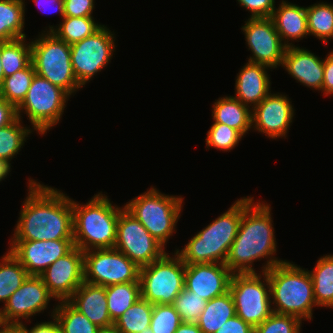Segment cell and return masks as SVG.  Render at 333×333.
Here are the masks:
<instances>
[{
  "label": "cell",
  "instance_id": "1",
  "mask_svg": "<svg viewBox=\"0 0 333 333\" xmlns=\"http://www.w3.org/2000/svg\"><path fill=\"white\" fill-rule=\"evenodd\" d=\"M28 193L10 241L73 239L72 198L29 178Z\"/></svg>",
  "mask_w": 333,
  "mask_h": 333
},
{
  "label": "cell",
  "instance_id": "2",
  "mask_svg": "<svg viewBox=\"0 0 333 333\" xmlns=\"http://www.w3.org/2000/svg\"><path fill=\"white\" fill-rule=\"evenodd\" d=\"M253 198L243 197L242 220L225 262L232 273L257 272L253 267L256 260L267 259L259 272H266L286 261L274 256L277 243L270 204L255 203Z\"/></svg>",
  "mask_w": 333,
  "mask_h": 333
},
{
  "label": "cell",
  "instance_id": "3",
  "mask_svg": "<svg viewBox=\"0 0 333 333\" xmlns=\"http://www.w3.org/2000/svg\"><path fill=\"white\" fill-rule=\"evenodd\" d=\"M79 204L72 199L75 247L83 252L114 248L119 212L124 207L113 205L102 192L94 194L86 204Z\"/></svg>",
  "mask_w": 333,
  "mask_h": 333
},
{
  "label": "cell",
  "instance_id": "4",
  "mask_svg": "<svg viewBox=\"0 0 333 333\" xmlns=\"http://www.w3.org/2000/svg\"><path fill=\"white\" fill-rule=\"evenodd\" d=\"M243 214V197L201 231L191 237L181 250L175 252L185 264H225L231 244L234 242Z\"/></svg>",
  "mask_w": 333,
  "mask_h": 333
},
{
  "label": "cell",
  "instance_id": "5",
  "mask_svg": "<svg viewBox=\"0 0 333 333\" xmlns=\"http://www.w3.org/2000/svg\"><path fill=\"white\" fill-rule=\"evenodd\" d=\"M270 285L272 310L293 315L301 321L312 320L313 307H318L313 295L309 270L285 261L266 271Z\"/></svg>",
  "mask_w": 333,
  "mask_h": 333
},
{
  "label": "cell",
  "instance_id": "6",
  "mask_svg": "<svg viewBox=\"0 0 333 333\" xmlns=\"http://www.w3.org/2000/svg\"><path fill=\"white\" fill-rule=\"evenodd\" d=\"M183 199L181 196L161 193L153 186L128 201L124 208L165 247L176 232V224L183 210Z\"/></svg>",
  "mask_w": 333,
  "mask_h": 333
},
{
  "label": "cell",
  "instance_id": "7",
  "mask_svg": "<svg viewBox=\"0 0 333 333\" xmlns=\"http://www.w3.org/2000/svg\"><path fill=\"white\" fill-rule=\"evenodd\" d=\"M31 41V62L35 73L63 89L69 96L82 88L73 72L70 45L52 32L42 30Z\"/></svg>",
  "mask_w": 333,
  "mask_h": 333
},
{
  "label": "cell",
  "instance_id": "8",
  "mask_svg": "<svg viewBox=\"0 0 333 333\" xmlns=\"http://www.w3.org/2000/svg\"><path fill=\"white\" fill-rule=\"evenodd\" d=\"M69 98L63 89L35 74L25 99L17 107V117L22 119V113L26 114L33 131L44 135L61 121Z\"/></svg>",
  "mask_w": 333,
  "mask_h": 333
},
{
  "label": "cell",
  "instance_id": "9",
  "mask_svg": "<svg viewBox=\"0 0 333 333\" xmlns=\"http://www.w3.org/2000/svg\"><path fill=\"white\" fill-rule=\"evenodd\" d=\"M141 297L151 304H173L184 289L185 263L174 251L140 267Z\"/></svg>",
  "mask_w": 333,
  "mask_h": 333
},
{
  "label": "cell",
  "instance_id": "10",
  "mask_svg": "<svg viewBox=\"0 0 333 333\" xmlns=\"http://www.w3.org/2000/svg\"><path fill=\"white\" fill-rule=\"evenodd\" d=\"M229 291L236 315L254 328L273 313L266 272L233 273Z\"/></svg>",
  "mask_w": 333,
  "mask_h": 333
},
{
  "label": "cell",
  "instance_id": "11",
  "mask_svg": "<svg viewBox=\"0 0 333 333\" xmlns=\"http://www.w3.org/2000/svg\"><path fill=\"white\" fill-rule=\"evenodd\" d=\"M114 34L103 25L91 36L70 45L73 72L81 87L111 62L116 51Z\"/></svg>",
  "mask_w": 333,
  "mask_h": 333
},
{
  "label": "cell",
  "instance_id": "12",
  "mask_svg": "<svg viewBox=\"0 0 333 333\" xmlns=\"http://www.w3.org/2000/svg\"><path fill=\"white\" fill-rule=\"evenodd\" d=\"M83 267L84 281L94 285L140 281V267L115 248L85 251Z\"/></svg>",
  "mask_w": 333,
  "mask_h": 333
},
{
  "label": "cell",
  "instance_id": "13",
  "mask_svg": "<svg viewBox=\"0 0 333 333\" xmlns=\"http://www.w3.org/2000/svg\"><path fill=\"white\" fill-rule=\"evenodd\" d=\"M114 248L139 267L151 264L166 253V247L125 208L119 212Z\"/></svg>",
  "mask_w": 333,
  "mask_h": 333
},
{
  "label": "cell",
  "instance_id": "14",
  "mask_svg": "<svg viewBox=\"0 0 333 333\" xmlns=\"http://www.w3.org/2000/svg\"><path fill=\"white\" fill-rule=\"evenodd\" d=\"M51 298L40 276L29 275L24 283L9 297L0 308L2 325H22V319L30 320L32 316L47 309Z\"/></svg>",
  "mask_w": 333,
  "mask_h": 333
},
{
  "label": "cell",
  "instance_id": "15",
  "mask_svg": "<svg viewBox=\"0 0 333 333\" xmlns=\"http://www.w3.org/2000/svg\"><path fill=\"white\" fill-rule=\"evenodd\" d=\"M241 30L244 32L248 49L252 52L249 62L263 64L270 69L281 66L287 46L270 17L248 18Z\"/></svg>",
  "mask_w": 333,
  "mask_h": 333
},
{
  "label": "cell",
  "instance_id": "16",
  "mask_svg": "<svg viewBox=\"0 0 333 333\" xmlns=\"http://www.w3.org/2000/svg\"><path fill=\"white\" fill-rule=\"evenodd\" d=\"M84 252L74 247L39 276L55 301H68L84 282ZM57 299V300H56Z\"/></svg>",
  "mask_w": 333,
  "mask_h": 333
},
{
  "label": "cell",
  "instance_id": "17",
  "mask_svg": "<svg viewBox=\"0 0 333 333\" xmlns=\"http://www.w3.org/2000/svg\"><path fill=\"white\" fill-rule=\"evenodd\" d=\"M8 250L21 263L29 275L39 276L57 259L74 247L73 239L10 241Z\"/></svg>",
  "mask_w": 333,
  "mask_h": 333
},
{
  "label": "cell",
  "instance_id": "18",
  "mask_svg": "<svg viewBox=\"0 0 333 333\" xmlns=\"http://www.w3.org/2000/svg\"><path fill=\"white\" fill-rule=\"evenodd\" d=\"M288 95L269 93L252 109V129L272 139L286 138L293 122L294 108Z\"/></svg>",
  "mask_w": 333,
  "mask_h": 333
},
{
  "label": "cell",
  "instance_id": "19",
  "mask_svg": "<svg viewBox=\"0 0 333 333\" xmlns=\"http://www.w3.org/2000/svg\"><path fill=\"white\" fill-rule=\"evenodd\" d=\"M232 274L222 263L185 264L184 287L209 301L229 291Z\"/></svg>",
  "mask_w": 333,
  "mask_h": 333
},
{
  "label": "cell",
  "instance_id": "20",
  "mask_svg": "<svg viewBox=\"0 0 333 333\" xmlns=\"http://www.w3.org/2000/svg\"><path fill=\"white\" fill-rule=\"evenodd\" d=\"M296 81L322 92L324 59L300 46L287 47L281 64Z\"/></svg>",
  "mask_w": 333,
  "mask_h": 333
},
{
  "label": "cell",
  "instance_id": "21",
  "mask_svg": "<svg viewBox=\"0 0 333 333\" xmlns=\"http://www.w3.org/2000/svg\"><path fill=\"white\" fill-rule=\"evenodd\" d=\"M242 67L235 79L233 97L253 109L271 92L270 75L267 73L270 67L249 61Z\"/></svg>",
  "mask_w": 333,
  "mask_h": 333
},
{
  "label": "cell",
  "instance_id": "22",
  "mask_svg": "<svg viewBox=\"0 0 333 333\" xmlns=\"http://www.w3.org/2000/svg\"><path fill=\"white\" fill-rule=\"evenodd\" d=\"M68 301L99 328L113 327L114 322L108 312L105 286L84 281Z\"/></svg>",
  "mask_w": 333,
  "mask_h": 333
},
{
  "label": "cell",
  "instance_id": "23",
  "mask_svg": "<svg viewBox=\"0 0 333 333\" xmlns=\"http://www.w3.org/2000/svg\"><path fill=\"white\" fill-rule=\"evenodd\" d=\"M279 7L272 12L271 19L283 43L294 46L292 41L302 40L309 36L306 7L281 0ZM291 40V43H290Z\"/></svg>",
  "mask_w": 333,
  "mask_h": 333
},
{
  "label": "cell",
  "instance_id": "24",
  "mask_svg": "<svg viewBox=\"0 0 333 333\" xmlns=\"http://www.w3.org/2000/svg\"><path fill=\"white\" fill-rule=\"evenodd\" d=\"M212 108L214 122L236 129L243 137L252 128V109L233 96L220 97Z\"/></svg>",
  "mask_w": 333,
  "mask_h": 333
},
{
  "label": "cell",
  "instance_id": "25",
  "mask_svg": "<svg viewBox=\"0 0 333 333\" xmlns=\"http://www.w3.org/2000/svg\"><path fill=\"white\" fill-rule=\"evenodd\" d=\"M236 315V309L230 291L207 301L198 321L203 333H215L228 319Z\"/></svg>",
  "mask_w": 333,
  "mask_h": 333
},
{
  "label": "cell",
  "instance_id": "26",
  "mask_svg": "<svg viewBox=\"0 0 333 333\" xmlns=\"http://www.w3.org/2000/svg\"><path fill=\"white\" fill-rule=\"evenodd\" d=\"M309 274L317 306L333 309V254L321 256Z\"/></svg>",
  "mask_w": 333,
  "mask_h": 333
},
{
  "label": "cell",
  "instance_id": "27",
  "mask_svg": "<svg viewBox=\"0 0 333 333\" xmlns=\"http://www.w3.org/2000/svg\"><path fill=\"white\" fill-rule=\"evenodd\" d=\"M25 2L0 0V41L25 38Z\"/></svg>",
  "mask_w": 333,
  "mask_h": 333
},
{
  "label": "cell",
  "instance_id": "28",
  "mask_svg": "<svg viewBox=\"0 0 333 333\" xmlns=\"http://www.w3.org/2000/svg\"><path fill=\"white\" fill-rule=\"evenodd\" d=\"M58 304V305H57ZM51 317L57 321L60 333H99L101 328L93 324L69 301H59Z\"/></svg>",
  "mask_w": 333,
  "mask_h": 333
},
{
  "label": "cell",
  "instance_id": "29",
  "mask_svg": "<svg viewBox=\"0 0 333 333\" xmlns=\"http://www.w3.org/2000/svg\"><path fill=\"white\" fill-rule=\"evenodd\" d=\"M103 25L95 22L94 17H64L57 26H48L46 31L69 45L83 40L98 31ZM55 27V28H54Z\"/></svg>",
  "mask_w": 333,
  "mask_h": 333
},
{
  "label": "cell",
  "instance_id": "30",
  "mask_svg": "<svg viewBox=\"0 0 333 333\" xmlns=\"http://www.w3.org/2000/svg\"><path fill=\"white\" fill-rule=\"evenodd\" d=\"M141 298L140 281L121 283L106 287V299L109 315L114 322Z\"/></svg>",
  "mask_w": 333,
  "mask_h": 333
},
{
  "label": "cell",
  "instance_id": "31",
  "mask_svg": "<svg viewBox=\"0 0 333 333\" xmlns=\"http://www.w3.org/2000/svg\"><path fill=\"white\" fill-rule=\"evenodd\" d=\"M28 276L26 269L8 250L0 261V301L3 305Z\"/></svg>",
  "mask_w": 333,
  "mask_h": 333
},
{
  "label": "cell",
  "instance_id": "32",
  "mask_svg": "<svg viewBox=\"0 0 333 333\" xmlns=\"http://www.w3.org/2000/svg\"><path fill=\"white\" fill-rule=\"evenodd\" d=\"M152 311L153 304L141 297L114 321L113 327L121 333H140L150 327Z\"/></svg>",
  "mask_w": 333,
  "mask_h": 333
},
{
  "label": "cell",
  "instance_id": "33",
  "mask_svg": "<svg viewBox=\"0 0 333 333\" xmlns=\"http://www.w3.org/2000/svg\"><path fill=\"white\" fill-rule=\"evenodd\" d=\"M306 13L309 36L328 44L333 39V4L317 2L306 7Z\"/></svg>",
  "mask_w": 333,
  "mask_h": 333
},
{
  "label": "cell",
  "instance_id": "34",
  "mask_svg": "<svg viewBox=\"0 0 333 333\" xmlns=\"http://www.w3.org/2000/svg\"><path fill=\"white\" fill-rule=\"evenodd\" d=\"M27 38L2 41L1 61L5 77L26 68L31 63V42Z\"/></svg>",
  "mask_w": 333,
  "mask_h": 333
},
{
  "label": "cell",
  "instance_id": "35",
  "mask_svg": "<svg viewBox=\"0 0 333 333\" xmlns=\"http://www.w3.org/2000/svg\"><path fill=\"white\" fill-rule=\"evenodd\" d=\"M24 126L22 119L17 117L11 124L0 128L1 159L10 163L15 158L14 156H17L21 148H23L27 137H29L28 135H31L33 132V129Z\"/></svg>",
  "mask_w": 333,
  "mask_h": 333
},
{
  "label": "cell",
  "instance_id": "36",
  "mask_svg": "<svg viewBox=\"0 0 333 333\" xmlns=\"http://www.w3.org/2000/svg\"><path fill=\"white\" fill-rule=\"evenodd\" d=\"M35 74L31 62L26 68L5 77L0 87V96L17 108L25 99Z\"/></svg>",
  "mask_w": 333,
  "mask_h": 333
},
{
  "label": "cell",
  "instance_id": "37",
  "mask_svg": "<svg viewBox=\"0 0 333 333\" xmlns=\"http://www.w3.org/2000/svg\"><path fill=\"white\" fill-rule=\"evenodd\" d=\"M207 301L185 287L172 304L181 317L182 323H196Z\"/></svg>",
  "mask_w": 333,
  "mask_h": 333
},
{
  "label": "cell",
  "instance_id": "38",
  "mask_svg": "<svg viewBox=\"0 0 333 333\" xmlns=\"http://www.w3.org/2000/svg\"><path fill=\"white\" fill-rule=\"evenodd\" d=\"M243 136L233 128L226 124L214 122L207 132L206 148L213 147L220 151H230L238 146Z\"/></svg>",
  "mask_w": 333,
  "mask_h": 333
},
{
  "label": "cell",
  "instance_id": "39",
  "mask_svg": "<svg viewBox=\"0 0 333 333\" xmlns=\"http://www.w3.org/2000/svg\"><path fill=\"white\" fill-rule=\"evenodd\" d=\"M182 323L172 304H153L150 329L153 333H175Z\"/></svg>",
  "mask_w": 333,
  "mask_h": 333
},
{
  "label": "cell",
  "instance_id": "40",
  "mask_svg": "<svg viewBox=\"0 0 333 333\" xmlns=\"http://www.w3.org/2000/svg\"><path fill=\"white\" fill-rule=\"evenodd\" d=\"M302 321L293 315L273 312L255 327V333H300Z\"/></svg>",
  "mask_w": 333,
  "mask_h": 333
},
{
  "label": "cell",
  "instance_id": "41",
  "mask_svg": "<svg viewBox=\"0 0 333 333\" xmlns=\"http://www.w3.org/2000/svg\"><path fill=\"white\" fill-rule=\"evenodd\" d=\"M241 7L251 13L250 18H269L275 7V0H237Z\"/></svg>",
  "mask_w": 333,
  "mask_h": 333
},
{
  "label": "cell",
  "instance_id": "42",
  "mask_svg": "<svg viewBox=\"0 0 333 333\" xmlns=\"http://www.w3.org/2000/svg\"><path fill=\"white\" fill-rule=\"evenodd\" d=\"M95 0H64L66 17H93Z\"/></svg>",
  "mask_w": 333,
  "mask_h": 333
},
{
  "label": "cell",
  "instance_id": "43",
  "mask_svg": "<svg viewBox=\"0 0 333 333\" xmlns=\"http://www.w3.org/2000/svg\"><path fill=\"white\" fill-rule=\"evenodd\" d=\"M215 333H255V328L235 315L228 319Z\"/></svg>",
  "mask_w": 333,
  "mask_h": 333
},
{
  "label": "cell",
  "instance_id": "44",
  "mask_svg": "<svg viewBox=\"0 0 333 333\" xmlns=\"http://www.w3.org/2000/svg\"><path fill=\"white\" fill-rule=\"evenodd\" d=\"M322 93L325 96L333 95V50L324 59V79Z\"/></svg>",
  "mask_w": 333,
  "mask_h": 333
},
{
  "label": "cell",
  "instance_id": "45",
  "mask_svg": "<svg viewBox=\"0 0 333 333\" xmlns=\"http://www.w3.org/2000/svg\"><path fill=\"white\" fill-rule=\"evenodd\" d=\"M17 118V108L0 96V128L11 124Z\"/></svg>",
  "mask_w": 333,
  "mask_h": 333
},
{
  "label": "cell",
  "instance_id": "46",
  "mask_svg": "<svg viewBox=\"0 0 333 333\" xmlns=\"http://www.w3.org/2000/svg\"><path fill=\"white\" fill-rule=\"evenodd\" d=\"M26 324H22L25 333H60L57 321L52 317V321L37 323L27 329Z\"/></svg>",
  "mask_w": 333,
  "mask_h": 333
},
{
  "label": "cell",
  "instance_id": "47",
  "mask_svg": "<svg viewBox=\"0 0 333 333\" xmlns=\"http://www.w3.org/2000/svg\"><path fill=\"white\" fill-rule=\"evenodd\" d=\"M32 1L35 2L34 4L39 6V9H41L42 12L46 11V13L49 14V13L59 11L61 19H63L65 17V14H64V0H32Z\"/></svg>",
  "mask_w": 333,
  "mask_h": 333
},
{
  "label": "cell",
  "instance_id": "48",
  "mask_svg": "<svg viewBox=\"0 0 333 333\" xmlns=\"http://www.w3.org/2000/svg\"><path fill=\"white\" fill-rule=\"evenodd\" d=\"M175 333H203L197 323H181Z\"/></svg>",
  "mask_w": 333,
  "mask_h": 333
},
{
  "label": "cell",
  "instance_id": "49",
  "mask_svg": "<svg viewBox=\"0 0 333 333\" xmlns=\"http://www.w3.org/2000/svg\"><path fill=\"white\" fill-rule=\"evenodd\" d=\"M0 333H25L22 325H1Z\"/></svg>",
  "mask_w": 333,
  "mask_h": 333
},
{
  "label": "cell",
  "instance_id": "50",
  "mask_svg": "<svg viewBox=\"0 0 333 333\" xmlns=\"http://www.w3.org/2000/svg\"><path fill=\"white\" fill-rule=\"evenodd\" d=\"M11 163L0 158V182L11 172Z\"/></svg>",
  "mask_w": 333,
  "mask_h": 333
},
{
  "label": "cell",
  "instance_id": "51",
  "mask_svg": "<svg viewBox=\"0 0 333 333\" xmlns=\"http://www.w3.org/2000/svg\"><path fill=\"white\" fill-rule=\"evenodd\" d=\"M1 54H2V41H0V61H1ZM5 75H4V71H3V67L2 64L0 63V87L3 84Z\"/></svg>",
  "mask_w": 333,
  "mask_h": 333
},
{
  "label": "cell",
  "instance_id": "52",
  "mask_svg": "<svg viewBox=\"0 0 333 333\" xmlns=\"http://www.w3.org/2000/svg\"><path fill=\"white\" fill-rule=\"evenodd\" d=\"M99 333H121V332L118 329L111 327V328L101 329Z\"/></svg>",
  "mask_w": 333,
  "mask_h": 333
},
{
  "label": "cell",
  "instance_id": "53",
  "mask_svg": "<svg viewBox=\"0 0 333 333\" xmlns=\"http://www.w3.org/2000/svg\"><path fill=\"white\" fill-rule=\"evenodd\" d=\"M140 333H153V331L150 329V327L144 329L142 332Z\"/></svg>",
  "mask_w": 333,
  "mask_h": 333
}]
</instances>
